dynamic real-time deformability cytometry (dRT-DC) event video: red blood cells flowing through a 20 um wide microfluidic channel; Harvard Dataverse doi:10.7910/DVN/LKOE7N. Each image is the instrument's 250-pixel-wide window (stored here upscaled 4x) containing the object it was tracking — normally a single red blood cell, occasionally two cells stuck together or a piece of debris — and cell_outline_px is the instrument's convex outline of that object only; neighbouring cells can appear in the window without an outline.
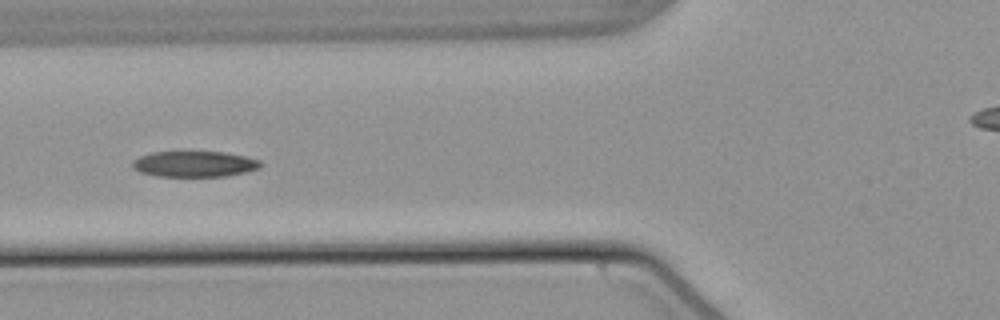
{"species": "common noctule bat (a hibernating species)", "species_latin": "Nyctalus noctula", "temperature_condition": "warm", "stored_images_in_passage": 51, "camera_frame_rate_fps": 3000, "um_per_image_px": 0.085, "animal": {"sex": "male", "body_mass_g": 21.5, "forearm_length_mm": 52.0}, "frame": {"image": 1, "passage_image": 17, "time_ms": 5.333, "image_size_px": [1000, 320], "cell_outline_px": [[264, 164], [260, 168], [244, 172], [224, 176], [156, 176], [140, 172], [132, 168], [132, 160], [140, 156], [152, 152], [224, 152], [244, 156], [260, 160]], "centroid_in_image_um": [16.52, 13.94], "position_along_channel_um": 109.3, "area_um2": 19.25}}
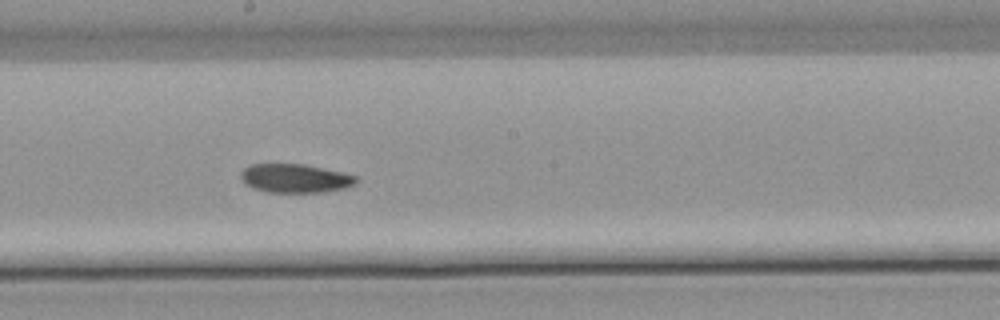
{"frame": {"image": 2, "passage_image": 26, "time_ms": 8.333, "image_size_px": [1000, 320], "cell_outline_px": [[356, 184], [344, 188], [324, 192], [268, 192], [252, 188], [244, 184], [240, 176], [240, 172], [244, 168], [252, 164], [304, 164], [340, 172], [356, 176]], "centroid_in_image_um": [25.04, 15.16], "position_along_channel_um": 223.2, "area_um2": 19.25}}
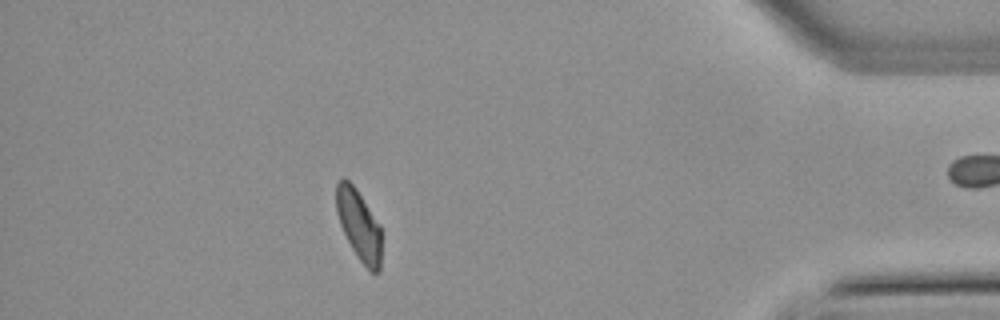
{"frame": {"image": 3, "passage_image": 44, "time_ms": 14.333, "image_size_px": [1000, 320], "cell_outline_px": [[380, 272], [372, 272], [360, 260], [352, 248], [340, 224], [336, 212], [336, 184], [340, 180], [348, 180], [356, 188], [380, 224]], "centroid_in_image_um": [30.5, 19.1], "position_along_channel_um": 404.7, "area_um2": 18.21}, "authors_computed_cell_mechanics": {"area_um2": 19.7676, "velocity_mm_per_s": 3.7981, "shape_relaxation_time_tau1_ms": 4.0533, "shape_relaxation_time_tau2_ms": 5.6127, "deformation_change_tau1": 0.1287, "deformation_change_tau2": 0.1129}}